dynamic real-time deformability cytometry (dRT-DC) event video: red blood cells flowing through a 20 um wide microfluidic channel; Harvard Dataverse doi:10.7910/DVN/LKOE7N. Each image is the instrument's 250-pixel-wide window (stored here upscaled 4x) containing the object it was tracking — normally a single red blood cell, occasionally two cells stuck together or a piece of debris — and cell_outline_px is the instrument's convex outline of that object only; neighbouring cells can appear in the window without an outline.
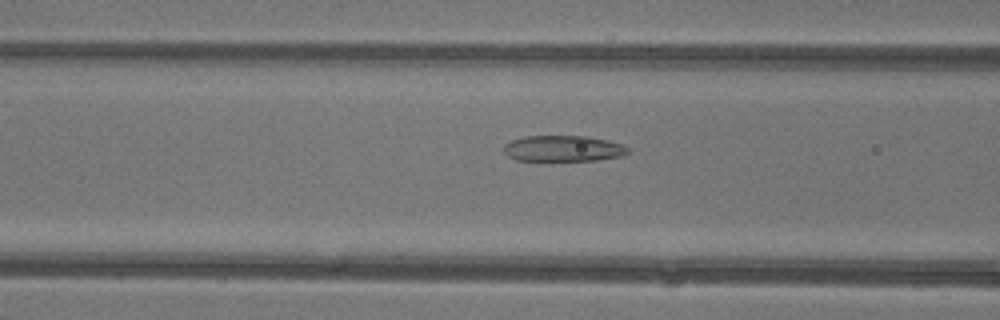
{"species": "common noctule bat (a hibernating species)", "species_latin": "Nyctalus noctula", "temperature_condition": "warm", "stored_images_in_passage": 48, "camera_frame_rate_fps": 3000, "um_per_image_px": 0.085, "animal": {"sex": "female"}, "frame": {"image": 1, "passage_image": 20, "time_ms": 6.333, "image_size_px": [1000, 320], "cell_outline_px": [[632, 152], [620, 156], [596, 160], [516, 160], [508, 156], [504, 152], [504, 144], [512, 140], [524, 136], [588, 136], [608, 140], [624, 144], [632, 148]], "centroid_in_image_um": [47.94, 12.61], "position_along_channel_um": 118.7, "area_um2": 18.96}}
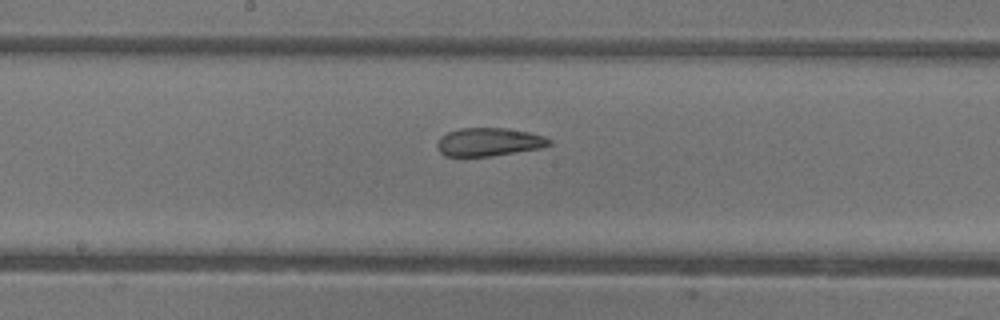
{"frame": {"image": 2, "passage_image": 26, "time_ms": 8.333, "image_size_px": [1000, 320], "cell_outline_px": [[552, 144], [540, 148], [492, 156], [444, 156], [436, 148], [436, 144], [440, 136], [448, 132], [460, 128], [504, 128], [528, 132], [544, 136], [552, 140]], "centroid_in_image_um": [41.53, 12.07], "position_along_channel_um": 206.7, "area_um2": 18.5}}
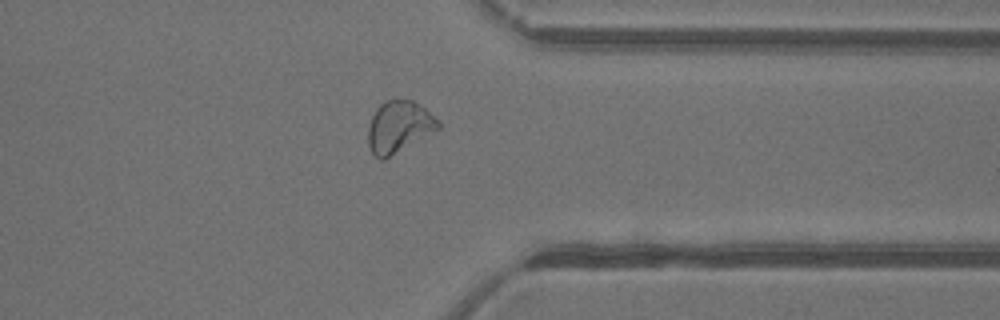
{"frame": {"image": 3, "passage_image": 38, "time_ms": 12.333, "image_size_px": [1000, 320], "cell_outline_px": [[440, 128], [384, 160], [380, 160], [372, 152], [368, 144], [368, 128], [372, 116], [376, 108], [380, 104], [388, 100], [412, 100], [424, 108], [440, 120]], "centroid_in_image_um": [33.91, 10.78], "position_along_channel_um": 377.5, "area_um2": 20.92}, "authors_computed_cell_mechanics": {"area_um2": 22.5131, "velocity_mm_per_s": 4.3765, "shape_relaxation_time_tau1_ms": 4.9037, "shape_relaxation_time_tau2_ms": 1.472, "deformation_change_tau1": 0.1603, "deformation_change_tau2": 0.0953}}